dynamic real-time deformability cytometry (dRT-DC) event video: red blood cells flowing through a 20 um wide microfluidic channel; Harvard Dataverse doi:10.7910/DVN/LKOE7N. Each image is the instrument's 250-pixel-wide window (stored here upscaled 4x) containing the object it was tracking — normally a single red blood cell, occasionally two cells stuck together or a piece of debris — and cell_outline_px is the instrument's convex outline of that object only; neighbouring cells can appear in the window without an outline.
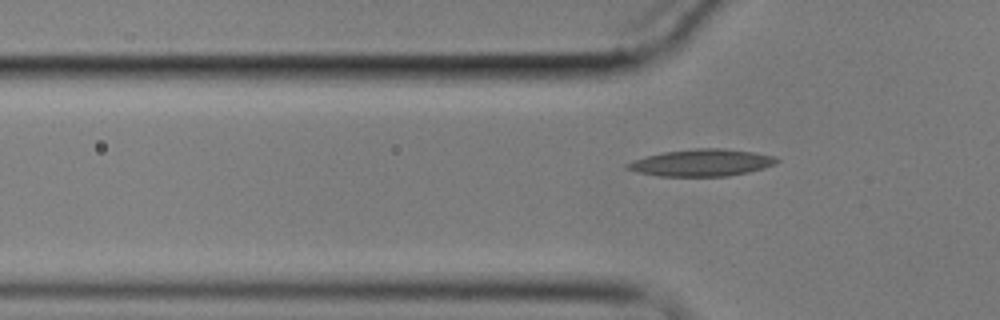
{"species": "common noctule bat (a hibernating species)", "species_latin": "Nyctalus noctula", "temperature_condition": "cold", "stored_images_in_passage": 6, "camera_frame_rate_fps": 3000, "um_per_image_px": 0.085, "animal": {"sex": "male", "body_mass_g": 17.9}, "frame": {"image": 1, "passage_image": 6, "time_ms": 6.0, "image_size_px": [1000, 320], "cell_outline_px": [[780, 160], [776, 164], [764, 168], [748, 172], [728, 176], [660, 176], [640, 172], [624, 168], [624, 164], [648, 156], [664, 152], [696, 148], [724, 148], [752, 152], [772, 156]], "centroid_in_image_um": [59.66, 13.83], "position_along_channel_um": 66.1, "area_um2": 23.24}}